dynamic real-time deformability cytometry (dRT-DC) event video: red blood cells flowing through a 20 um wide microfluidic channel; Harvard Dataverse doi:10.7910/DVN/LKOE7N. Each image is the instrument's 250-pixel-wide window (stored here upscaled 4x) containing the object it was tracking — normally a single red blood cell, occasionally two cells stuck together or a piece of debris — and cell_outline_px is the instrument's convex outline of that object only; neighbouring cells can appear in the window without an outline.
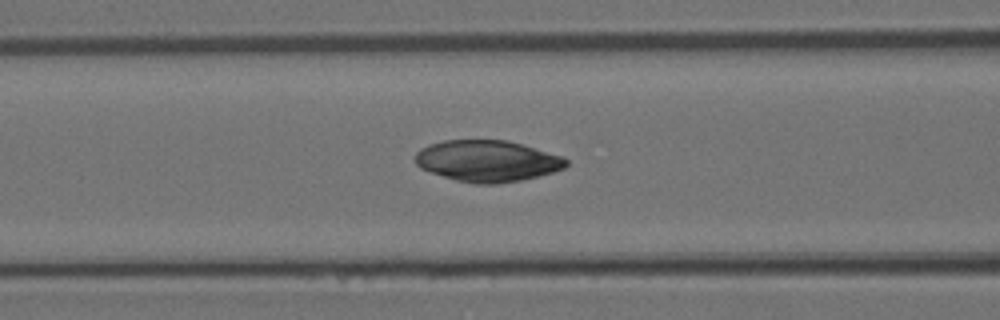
{"species": "Egyptian fruit bat (a non-hibernating species)", "species_latin": "Rousettus aegyptiacus", "temperature_condition": "room temperature", "stored_images_in_passage": 9, "camera_frame_rate_fps": 3000, "um_per_image_px": 0.085, "animal": {"sex": "female"}, "frame": {"image": 1, "passage_image": 5, "time_ms": 1.333, "image_size_px": [1000, 320], "cell_outline_px": [[568, 164], [564, 168], [552, 172], [520, 180], [496, 184], [472, 184], [456, 180], [420, 168], [412, 160], [416, 152], [420, 148], [428, 144], [444, 140], [504, 140], [520, 144], [560, 156], [568, 160]], "centroid_in_image_um": [41.35, 13.68], "position_along_channel_um": 125.3, "area_um2": 36.18}}
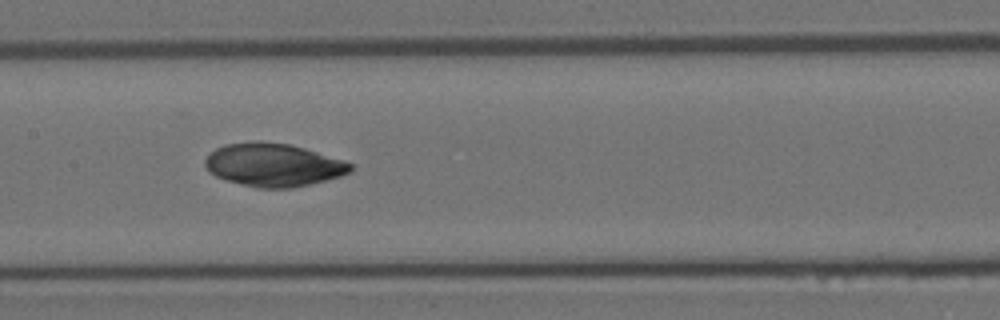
{"frame": {"image": 2, "passage_image": 9, "time_ms": 2.667, "image_size_px": [1000, 320], "cell_outline_px": [[352, 172], [340, 176], [292, 188], [256, 188], [228, 180], [216, 176], [208, 172], [204, 164], [204, 160], [216, 148], [224, 144], [256, 140], [260, 140], [288, 144], [304, 148], [352, 164]], "centroid_in_image_um": [23.18, 14.01], "position_along_channel_um": 184.2, "area_um2": 36.3}}